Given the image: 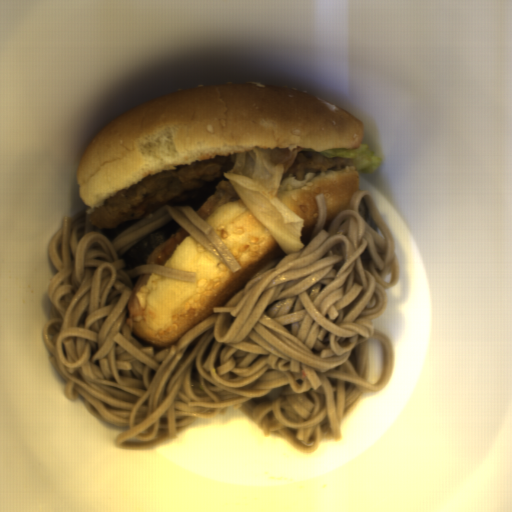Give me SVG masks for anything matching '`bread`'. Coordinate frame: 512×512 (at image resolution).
Segmentation results:
<instances>
[{
    "mask_svg": "<svg viewBox=\"0 0 512 512\" xmlns=\"http://www.w3.org/2000/svg\"><path fill=\"white\" fill-rule=\"evenodd\" d=\"M363 130L335 103L269 83L170 92L120 113L95 134L78 162L79 196L92 214L163 169L254 149L355 150Z\"/></svg>",
    "mask_w": 512,
    "mask_h": 512,
    "instance_id": "obj_1",
    "label": "bread"
},
{
    "mask_svg": "<svg viewBox=\"0 0 512 512\" xmlns=\"http://www.w3.org/2000/svg\"><path fill=\"white\" fill-rule=\"evenodd\" d=\"M236 194V200L229 202L218 197L204 220L226 244L239 270L233 272L189 234L161 266L196 271L195 283L155 273L131 278L134 287L126 305V325L138 344L154 348L155 356L216 314L212 308L224 306L254 275L287 256L270 230Z\"/></svg>",
    "mask_w": 512,
    "mask_h": 512,
    "instance_id": "obj_2",
    "label": "bread"
},
{
    "mask_svg": "<svg viewBox=\"0 0 512 512\" xmlns=\"http://www.w3.org/2000/svg\"><path fill=\"white\" fill-rule=\"evenodd\" d=\"M314 178L298 189L281 191L278 198L299 217L304 218L300 240L307 248L314 236L320 209L315 196L324 194L326 231L336 216L352 208V199L359 190L358 171L354 166L314 174Z\"/></svg>",
    "mask_w": 512,
    "mask_h": 512,
    "instance_id": "obj_3",
    "label": "bread"
}]
</instances>
